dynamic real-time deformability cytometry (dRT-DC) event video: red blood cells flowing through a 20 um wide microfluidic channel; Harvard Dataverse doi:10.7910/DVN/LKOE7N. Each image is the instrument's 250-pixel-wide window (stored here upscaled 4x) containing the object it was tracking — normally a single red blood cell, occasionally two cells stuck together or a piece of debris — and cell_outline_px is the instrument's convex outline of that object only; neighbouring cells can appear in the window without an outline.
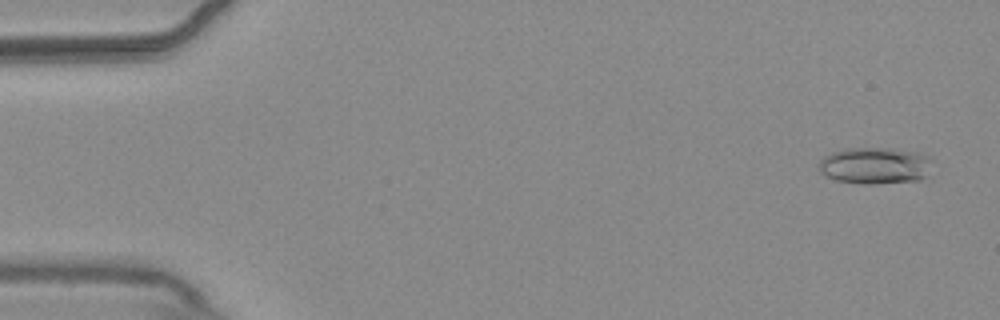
{"species": "common noctule bat (a hibernating species)", "species_latin": "Nyctalus noctula", "temperature_condition": "warm", "stored_images_in_passage": 15, "camera_frame_rate_fps": 3000, "um_per_image_px": 0.085, "animal": {"sex": "male", "body_mass_g": 20.4}, "frame": {"image": 1, "passage_image": 3, "time_ms": 0.667, "image_size_px": [1000, 320], "cell_outline_px": [[928, 160], [924, 176], [920, 180], [876, 184], [864, 184], [836, 180], [820, 172], [820, 160], [824, 156], [832, 152], [848, 148], [896, 148], [916, 152], [924, 156]], "centroid_in_image_um": [74.29, 14.07], "position_along_channel_um": 10.7, "area_um2": 23.7}}